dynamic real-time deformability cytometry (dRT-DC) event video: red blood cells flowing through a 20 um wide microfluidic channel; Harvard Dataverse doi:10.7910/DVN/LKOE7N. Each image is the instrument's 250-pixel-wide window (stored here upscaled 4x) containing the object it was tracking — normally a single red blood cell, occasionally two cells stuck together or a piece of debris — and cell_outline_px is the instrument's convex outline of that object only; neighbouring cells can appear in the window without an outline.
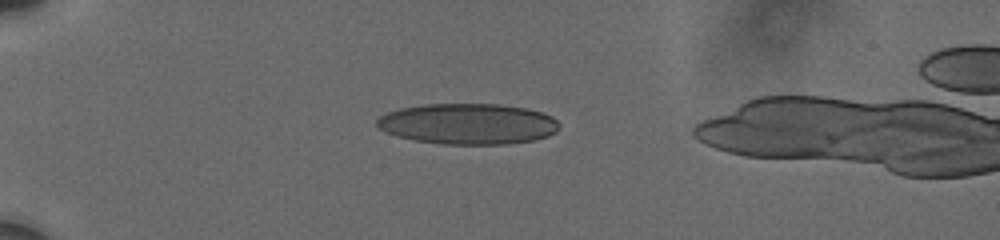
{"species": "human", "species_latin": "Homo sapiens", "temperature_condition": "cold", "stored_images_in_passage": 7, "camera_frame_rate_fps": 3000, "um_per_image_px": 0.085, "donor": {"sex": "male"}, "frame": {"image": 1, "passage_image": 4, "time_ms": 3.0, "image_size_px": [1000, 240], "cell_outline_px": [[560, 128], [556, 132], [548, 136], [532, 140], [508, 144], [444, 144], [416, 140], [396, 136], [380, 128], [376, 124], [376, 120], [380, 116], [388, 112], [400, 108], [424, 104], [496, 104], [528, 108], [552, 116], [560, 124]], "centroid_in_image_um": [39.81, 10.52], "position_along_channel_um": 45.2, "area_um2": 43.35}}
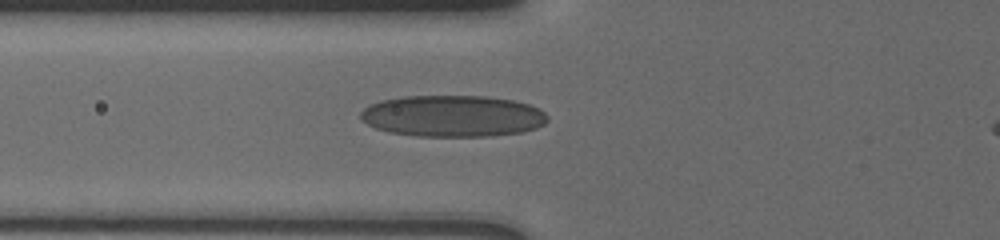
{"frame": {"image": 2, "passage_image": 7, "time_ms": 5.333, "image_size_px": [1000, 240], "cell_outline_px": [[548, 120], [544, 124], [536, 128], [524, 132], [492, 136], [416, 136], [388, 132], [376, 128], [360, 120], [360, 112], [368, 104], [380, 100], [404, 96], [488, 96], [512, 100], [528, 104], [540, 108], [548, 116]], "centroid_in_image_um": [38.47, 9.86], "position_along_channel_um": 87.3, "area_um2": 45.66}}